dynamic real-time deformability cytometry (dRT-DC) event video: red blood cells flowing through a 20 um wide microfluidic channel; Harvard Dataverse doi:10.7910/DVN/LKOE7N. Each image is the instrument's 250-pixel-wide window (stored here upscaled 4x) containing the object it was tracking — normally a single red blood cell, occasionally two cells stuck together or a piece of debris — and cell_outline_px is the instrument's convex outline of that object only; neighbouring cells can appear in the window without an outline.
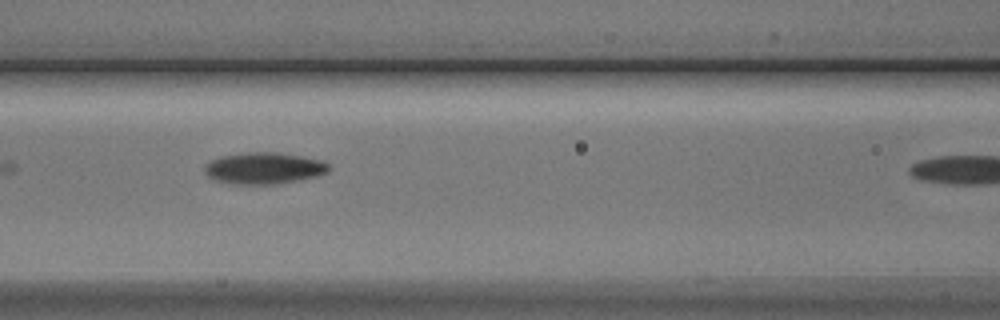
{"species": "Egyptian fruit bat (a non-hibernating species)", "species_latin": "Rousettus aegyptiacus", "temperature_condition": "cold", "stored_images_in_passage": 8, "segment_of_instrument_passage": [1, 2], "camera_frame_rate_fps": 3000, "um_per_image_px": 0.085, "animal": {"sex": "male"}, "frame": {"image": 1, "passage_image": 5, "time_ms": 5.0, "image_size_px": [1000, 320], "cell_outline_px": [[328, 172], [316, 176], [300, 180], [276, 184], [232, 184], [216, 180], [208, 176], [204, 172], [204, 168], [212, 160], [220, 156], [248, 152], [276, 152], [300, 156], [320, 160], [328, 164]], "centroid_in_image_um": [22.42, 14.3], "position_along_channel_um": 144.2, "area_um2": 22.66}}
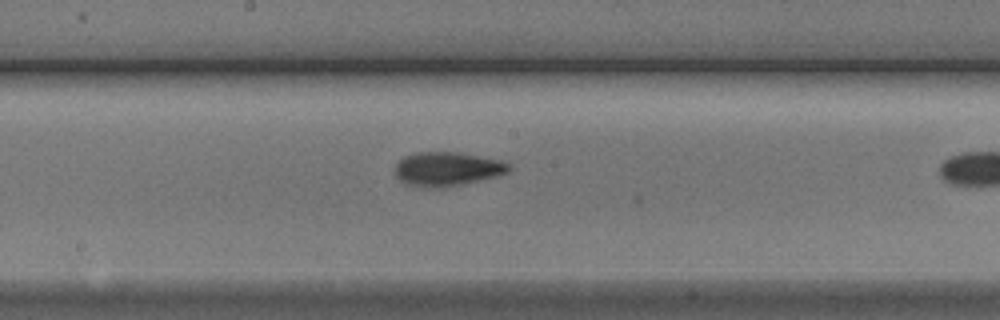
{"frame": {"image": 2, "passage_image": 7, "time_ms": 8.333, "image_size_px": [1000, 320], "cell_outline_px": [[512, 168], [508, 172], [500, 176], [444, 188], [436, 188], [408, 184], [400, 180], [396, 176], [396, 164], [404, 156], [416, 152], [456, 152], [500, 160], [512, 164]], "centroid_in_image_um": [38.06, 14.36], "position_along_channel_um": 210.1, "area_um2": 22.6}}